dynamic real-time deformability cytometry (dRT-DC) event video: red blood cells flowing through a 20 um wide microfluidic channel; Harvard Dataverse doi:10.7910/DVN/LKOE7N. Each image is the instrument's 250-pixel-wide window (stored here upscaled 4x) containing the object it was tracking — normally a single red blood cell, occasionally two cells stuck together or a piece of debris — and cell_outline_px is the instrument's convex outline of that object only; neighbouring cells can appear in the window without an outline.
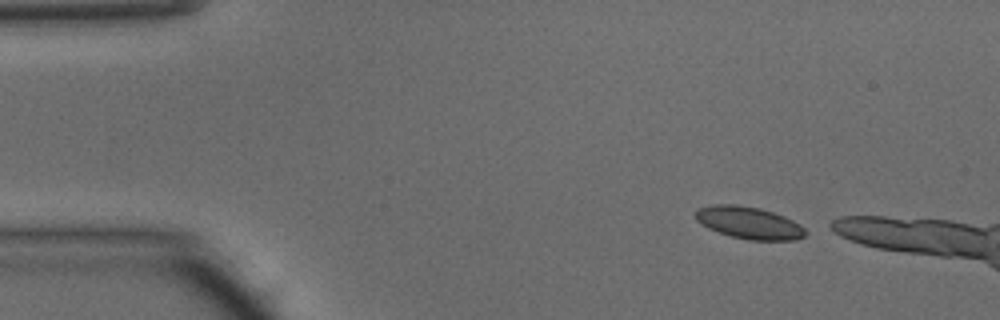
{"species": "common noctule bat (a hibernating species)", "species_latin": "Nyctalus noctula", "temperature_condition": "warm", "stored_images_in_passage": 13, "camera_frame_rate_fps": 3000, "um_per_image_px": 0.085, "animal": {"sex": "male", "body_mass_g": 15.6}, "frame": {"image": 1, "passage_image": 1, "time_ms": 0.0, "image_size_px": [1000, 320], "cell_outline_px": [[808, 232], [804, 236], [796, 240], [748, 240], [732, 236], [708, 228], [696, 220], [696, 208], [716, 204], [736, 204], [760, 208], [784, 216], [800, 224]], "centroid_in_image_um": [63.68, 18.93], "position_along_channel_um": 21.3, "area_um2": 20.58}}
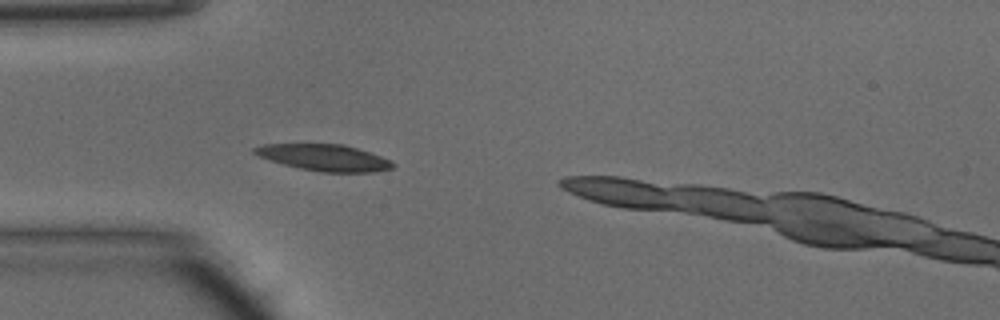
{"frame": {"image": 2, "passage_image": 9, "time_ms": 2.667, "image_size_px": [1000, 320], "cell_outline_px": [[396, 164], [392, 168], [372, 172], [320, 172], [300, 168], [284, 164], [260, 156], [252, 152], [252, 148], [264, 144], [344, 144], [392, 160]], "centroid_in_image_um": [27.58, 13.39], "position_along_channel_um": 57.4, "area_um2": 21.1}}